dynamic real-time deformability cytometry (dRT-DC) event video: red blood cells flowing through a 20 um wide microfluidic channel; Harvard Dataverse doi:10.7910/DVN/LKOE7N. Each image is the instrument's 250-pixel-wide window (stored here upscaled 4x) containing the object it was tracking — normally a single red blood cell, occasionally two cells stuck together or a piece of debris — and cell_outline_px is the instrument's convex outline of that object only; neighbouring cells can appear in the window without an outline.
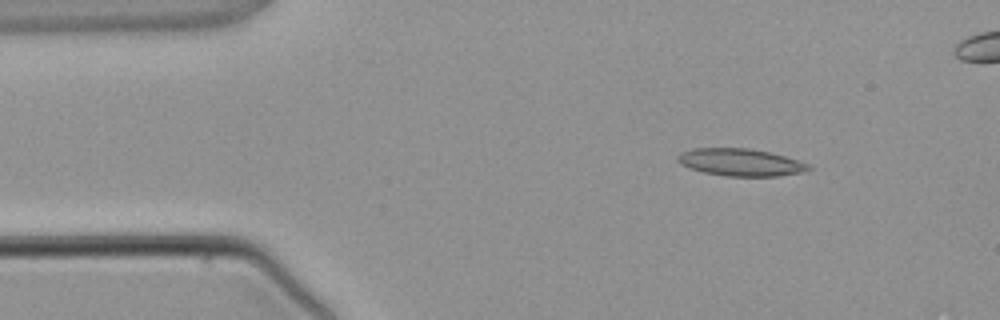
{"species": "common noctule bat (a hibernating species)", "species_latin": "Nyctalus noctula", "temperature_condition": "warm", "stored_images_in_passage": 3, "camera_frame_rate_fps": 3000, "um_per_image_px": 0.085, "animal": {"sex": "male", "body_mass_g": 21.5, "forearm_length_mm": 52.0}, "frame": {"image": 1, "passage_image": 1, "time_ms": 0.0, "image_size_px": [1000, 320], "cell_outline_px": [[812, 168], [804, 172], [780, 176], [724, 176], [704, 172], [688, 168], [680, 164], [676, 160], [676, 156], [680, 152], [692, 148], [748, 148], [768, 152], [784, 156], [808, 164]], "centroid_in_image_um": [62.89, 13.8], "position_along_channel_um": 22.1, "area_um2": 20.92}}